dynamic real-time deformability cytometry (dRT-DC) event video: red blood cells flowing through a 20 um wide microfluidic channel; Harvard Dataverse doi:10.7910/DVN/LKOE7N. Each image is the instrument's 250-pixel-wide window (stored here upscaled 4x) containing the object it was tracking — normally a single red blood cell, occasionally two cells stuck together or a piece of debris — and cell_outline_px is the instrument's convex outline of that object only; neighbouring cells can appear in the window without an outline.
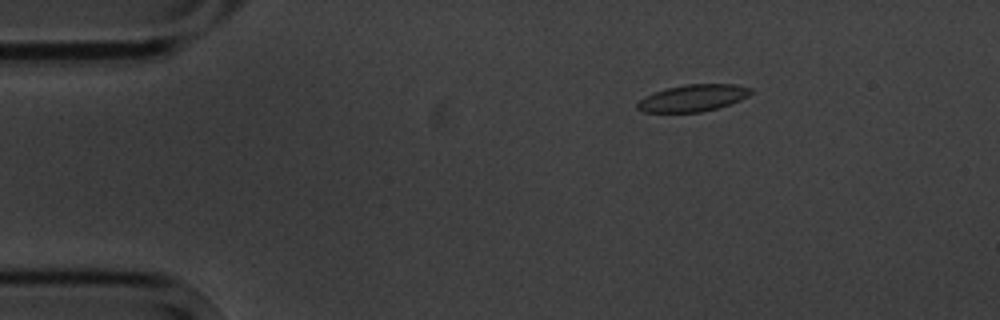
{"species": "common noctule bat (a hibernating species)", "species_latin": "Nyctalus noctula", "temperature_condition": "cold", "stored_images_in_passage": 5, "camera_frame_rate_fps": 3000, "um_per_image_px": 0.085, "animal": {"sex": "male", "body_mass_g": 20.1, "forearm_length_mm": 53.5}, "frame": {"image": 1, "passage_image": 3, "time_ms": 2.333, "image_size_px": [1000, 320], "cell_outline_px": [[752, 92], [748, 96], [740, 100], [716, 108], [700, 112], [644, 112], [636, 108], [636, 104], [640, 100], [656, 92], [668, 88], [684, 84], [736, 84], [752, 88]], "centroid_in_image_um": [58.93, 8.32], "position_along_channel_um": 26.1, "area_um2": 17.51}}